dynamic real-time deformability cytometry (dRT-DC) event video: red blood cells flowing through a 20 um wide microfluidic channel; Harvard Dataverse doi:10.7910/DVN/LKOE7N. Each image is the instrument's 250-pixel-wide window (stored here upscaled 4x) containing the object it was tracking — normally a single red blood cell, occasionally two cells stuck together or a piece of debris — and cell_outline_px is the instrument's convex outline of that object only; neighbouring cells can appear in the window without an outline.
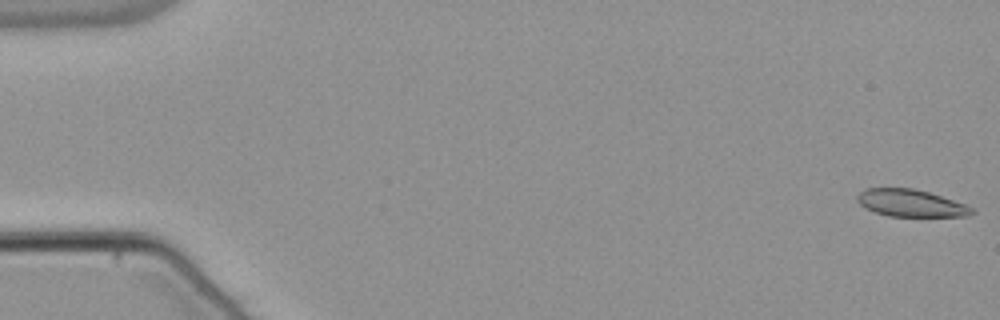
{"species": "common noctule bat (a hibernating species)", "species_latin": "Nyctalus noctula", "temperature_condition": "warm", "stored_images_in_passage": 55, "camera_frame_rate_fps": 3000, "um_per_image_px": 0.085, "animal": {"sex": "male", "body_mass_g": 21.5, "forearm_length_mm": 52.0}, "frame": {"image": 1, "passage_image": 1, "time_ms": 0.0, "image_size_px": [1000, 320], "cell_outline_px": [[976, 212], [968, 216], [888, 216], [864, 208], [856, 200], [856, 196], [860, 192], [868, 188], [912, 188], [928, 192], [964, 204], [972, 208]], "centroid_in_image_um": [77.38, 17.27], "position_along_channel_um": 7.6, "area_um2": 17.98}}
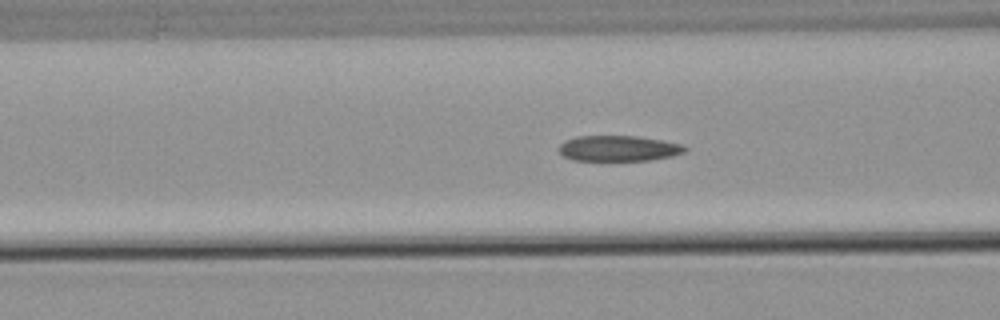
{"frame": {"image": 2, "passage_image": 22, "time_ms": 7.0, "image_size_px": [1000, 320], "cell_outline_px": [[688, 148], [684, 152], [672, 156], [652, 160], [572, 160], [564, 156], [556, 148], [560, 144], [576, 136], [636, 136], [664, 140], [684, 144]], "centroid_in_image_um": [52.61, 12.61], "position_along_channel_um": 114.0, "area_um2": 18.9}}
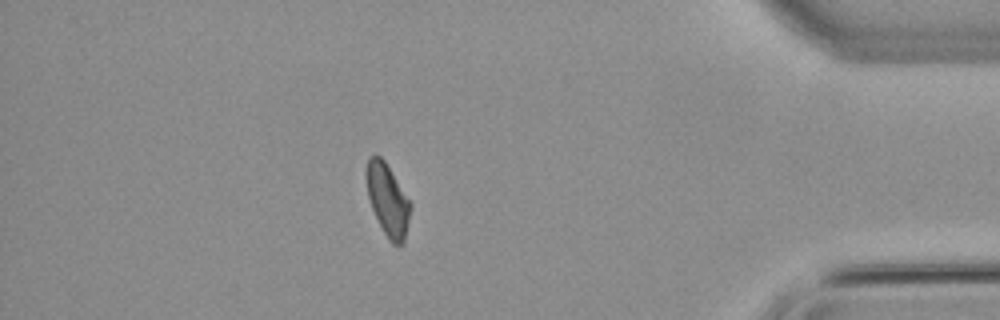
{"frame": {"image": 3, "passage_image": 48, "time_ms": 15.667, "image_size_px": [1000, 320], "cell_outline_px": [[412, 204], [404, 244], [392, 244], [388, 240], [372, 208], [368, 196], [364, 176], [364, 172], [368, 156], [376, 152], [384, 160]], "centroid_in_image_um": [32.92, 16.94], "position_along_channel_um": 402.3, "area_um2": 18.73}, "authors_computed_cell_mechanics": {"area_um2": 19.363, "velocity_mm_per_s": 3.7983, "shape_relaxation_time_tau1_ms": null, "shape_relaxation_time_tau2_ms": 3.4178, "deformation_change_tau1": null, "deformation_change_tau2": 0.0926}}